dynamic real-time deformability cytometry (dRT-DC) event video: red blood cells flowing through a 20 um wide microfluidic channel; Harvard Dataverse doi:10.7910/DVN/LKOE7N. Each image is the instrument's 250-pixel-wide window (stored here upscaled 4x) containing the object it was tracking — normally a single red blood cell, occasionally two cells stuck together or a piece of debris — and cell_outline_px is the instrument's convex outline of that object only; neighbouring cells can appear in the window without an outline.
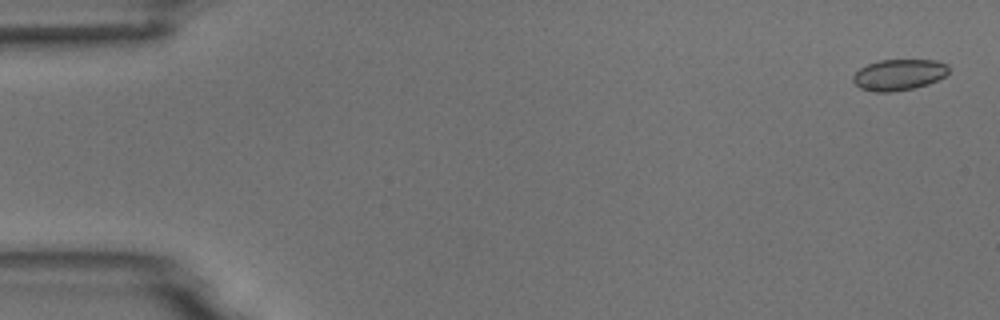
{"species": "common noctule bat (a hibernating species)", "species_latin": "Nyctalus noctula", "temperature_condition": "room temperature", "stored_images_in_passage": 5, "camera_frame_rate_fps": 3000, "um_per_image_px": 0.085, "animal": {"sex": "male", "body_mass_g": 18.8}, "frame": {"image": 1, "passage_image": 1, "time_ms": 0.0, "image_size_px": [1000, 320], "cell_outline_px": [[948, 72], [944, 76], [928, 84], [912, 88], [892, 92], [872, 92], [860, 88], [852, 80], [852, 76], [860, 68], [868, 64], [880, 60], [936, 60], [948, 64]], "centroid_in_image_um": [76.38, 6.35], "position_along_channel_um": 8.6, "area_um2": 17.28}}
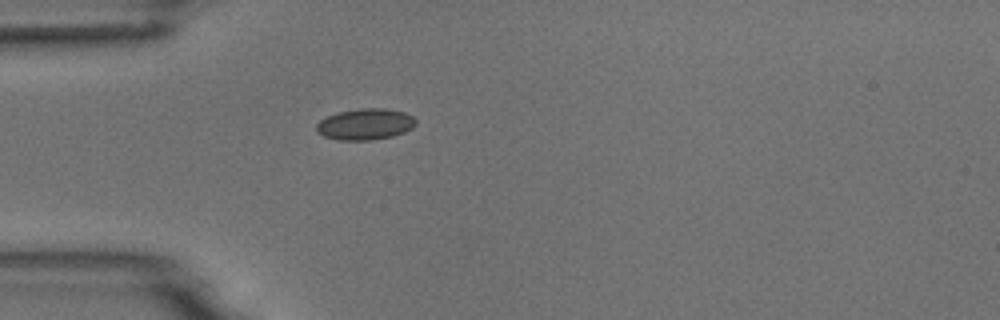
{"frame": {"image": 2, "passage_image": 5, "time_ms": 4.667, "image_size_px": [1000, 320], "cell_outline_px": [[416, 124], [412, 128], [404, 132], [392, 136], [372, 140], [340, 140], [324, 136], [316, 132], [316, 124], [320, 120], [328, 116], [340, 112], [360, 108], [384, 108], [404, 112], [412, 116], [416, 120]], "centroid_in_image_um": [31.05, 10.56], "position_along_channel_um": 54.0, "area_um2": 18.03}}